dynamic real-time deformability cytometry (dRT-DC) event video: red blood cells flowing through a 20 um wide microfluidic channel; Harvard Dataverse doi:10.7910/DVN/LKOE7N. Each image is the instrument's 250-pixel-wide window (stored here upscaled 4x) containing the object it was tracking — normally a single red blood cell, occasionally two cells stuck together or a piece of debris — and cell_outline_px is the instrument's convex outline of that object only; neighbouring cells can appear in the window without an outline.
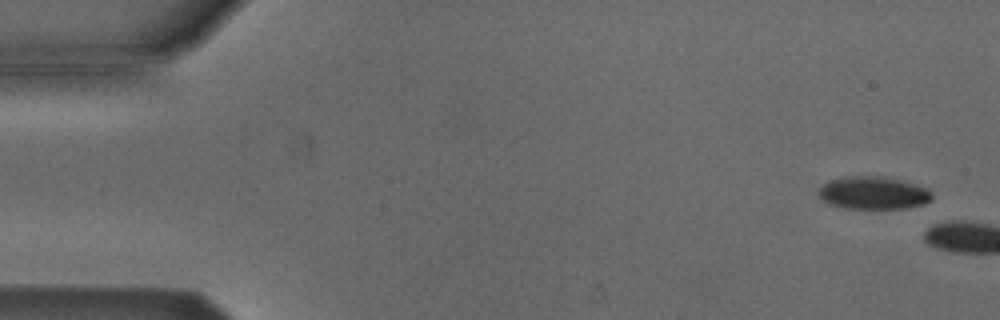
{"species": "Egyptian fruit bat (a non-hibernating species)", "species_latin": "Rousettus aegyptiacus", "temperature_condition": "cold", "stored_images_in_passage": 2, "camera_frame_rate_fps": 3000, "um_per_image_px": 0.085, "animal": {"sex": "male"}, "frame": {"image": 1, "passage_image": 1, "time_ms": 0.0, "image_size_px": [1000, 320], "cell_outline_px": [[932, 200], [924, 204], [908, 208], [844, 208], [828, 204], [820, 196], [820, 188], [828, 180], [844, 176], [880, 176], [900, 180], [928, 188], [932, 196]], "centroid_in_image_um": [74.24, 16.39], "position_along_channel_um": 10.8, "area_um2": 21.56}}